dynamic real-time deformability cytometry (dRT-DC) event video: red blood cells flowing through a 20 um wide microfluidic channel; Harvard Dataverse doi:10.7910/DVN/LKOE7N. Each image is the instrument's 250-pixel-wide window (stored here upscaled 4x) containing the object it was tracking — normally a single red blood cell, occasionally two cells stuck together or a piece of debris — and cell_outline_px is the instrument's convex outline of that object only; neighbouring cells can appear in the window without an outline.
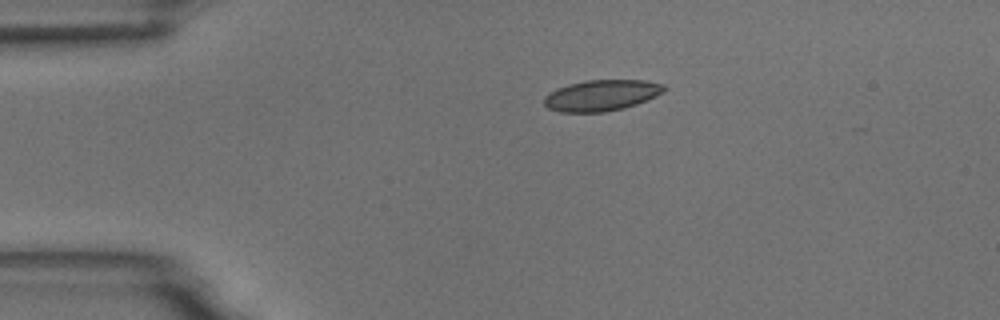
{"species": "common noctule bat (a hibernating species)", "species_latin": "Nyctalus noctula", "temperature_condition": "room temperature", "stored_images_in_passage": 41, "camera_frame_rate_fps": 3000, "um_per_image_px": 0.085, "animal": {"sex": "male", "body_mass_g": 18.8}, "frame": {"image": 1, "passage_image": 1, "time_ms": 0.0, "image_size_px": [1000, 320], "cell_outline_px": [[668, 88], [664, 92], [656, 96], [636, 104], [624, 108], [604, 112], [560, 112], [548, 108], [544, 104], [544, 96], [556, 88], [568, 84], [584, 80], [644, 80], [664, 84]], "centroid_in_image_um": [51.13, 8.1], "position_along_channel_um": 33.9, "area_um2": 21.85}}
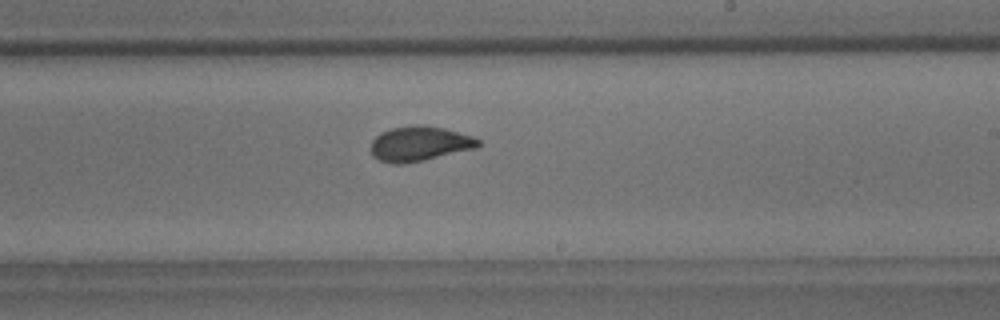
{"frame": {"image": 2, "passage_image": 22, "time_ms": 7.0, "image_size_px": [1000, 320], "cell_outline_px": [[480, 144], [476, 148], [424, 160], [404, 164], [392, 164], [380, 160], [372, 156], [372, 140], [380, 132], [392, 128], [412, 124], [424, 124], [444, 128], [472, 136], [480, 140]], "centroid_in_image_um": [35.65, 12.2], "position_along_channel_um": 253.4, "area_um2": 21.91}}
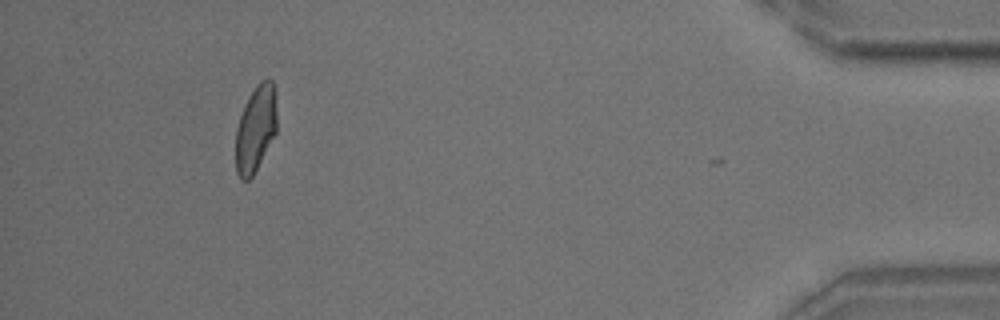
{"frame": {"image": 3, "passage_image": 40, "time_ms": 13.0, "image_size_px": [1000, 320], "cell_outline_px": [[276, 132], [252, 176], [248, 180], [240, 180], [236, 172], [236, 128], [244, 104], [248, 96], [256, 84], [260, 80], [272, 80], [276, 112]], "centroid_in_image_um": [21.7, 10.94], "position_along_channel_um": 413.5, "area_um2": 20.46}, "authors_computed_cell_mechanics": {"area_um2": 21.6172, "velocity_mm_per_s": 3.7135, "shape_relaxation_time_tau1_ms": 4.1317, "shape_relaxation_time_tau2_ms": 0.819, "deformation_change_tau1": 0.1352, "deformation_change_tau2": 0.0529}}